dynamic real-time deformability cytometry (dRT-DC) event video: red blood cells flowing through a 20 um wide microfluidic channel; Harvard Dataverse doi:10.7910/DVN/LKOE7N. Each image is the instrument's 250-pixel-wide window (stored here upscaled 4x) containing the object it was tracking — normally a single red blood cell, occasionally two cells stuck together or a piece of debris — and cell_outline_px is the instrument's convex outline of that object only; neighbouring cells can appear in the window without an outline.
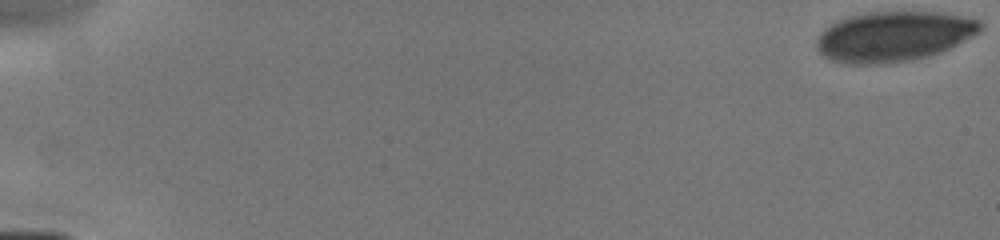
{"species": "human", "species_latin": "Homo sapiens", "temperature_condition": "cold", "stored_images_in_passage": 43, "camera_frame_rate_fps": 3000, "um_per_image_px": 0.085, "donor": {"sex": "male"}, "frame": {"image": 1, "passage_image": 1, "time_ms": 0.0, "image_size_px": [1000, 240], "cell_outline_px": [[984, 28], [980, 32], [940, 52], [912, 60], [884, 64], [848, 64], [832, 60], [824, 56], [816, 48], [816, 40], [820, 32], [824, 28], [848, 16], [868, 12], [944, 12], [968, 16], [980, 20], [984, 24]], "centroid_in_image_um": [75.99, 3.08], "position_along_channel_um": 9.0, "area_um2": 48.09}}
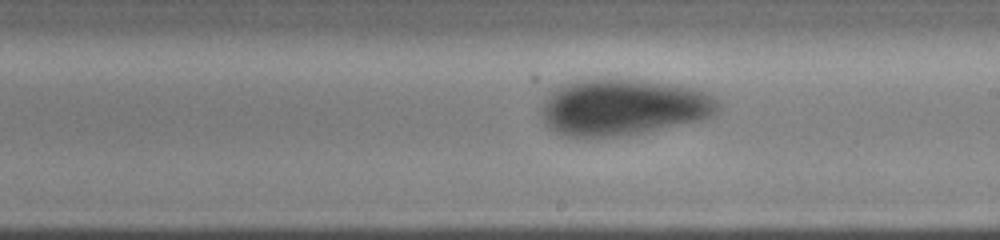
{"frame": {"image": 2, "passage_image": 38, "time_ms": 9.667, "image_size_px": [1000, 240], "cell_outline_px": [[720, 108], [712, 116], [704, 120], [636, 132], [612, 136], [564, 136], [548, 128], [540, 112], [540, 108], [544, 100], [560, 84], [568, 80], [584, 76], [620, 76], [692, 88], [708, 92], [720, 100]], "centroid_in_image_um": [52.92, 9.03], "position_along_channel_um": 236.1, "area_um2": 59.25}}
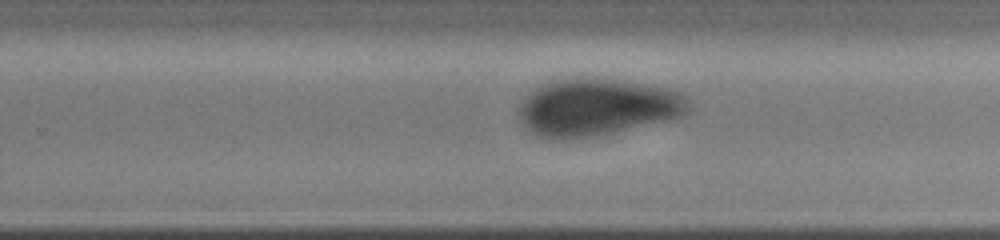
{"frame": {"image": 3, "passage_image": 42, "time_ms": 10.667, "image_size_px": [1000, 240], "cell_outline_px": [[688, 112], [684, 116], [668, 120], [612, 132], [592, 136], [564, 140], [560, 140], [540, 136], [532, 132], [520, 120], [516, 108], [524, 96], [528, 92], [540, 84], [556, 80], [576, 76], [596, 76], [668, 88], [680, 92], [688, 96]], "centroid_in_image_um": [50.71, 9.08], "position_along_channel_um": 279.1, "area_um2": 57.28}}